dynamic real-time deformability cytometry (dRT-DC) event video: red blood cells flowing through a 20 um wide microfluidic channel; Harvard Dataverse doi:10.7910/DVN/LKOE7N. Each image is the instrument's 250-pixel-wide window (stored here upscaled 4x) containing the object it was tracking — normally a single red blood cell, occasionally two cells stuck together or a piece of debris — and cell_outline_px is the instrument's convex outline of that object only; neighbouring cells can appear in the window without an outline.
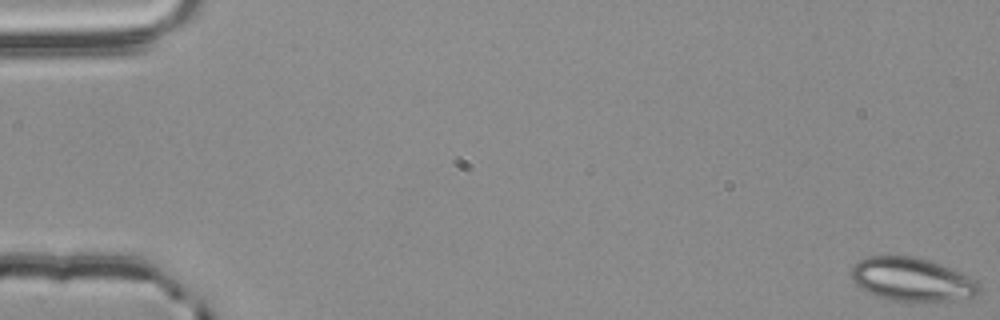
{"species": "common noctule bat (a hibernating species)", "species_latin": "Nyctalus noctula", "temperature_condition": "room temperature", "stored_images_in_passage": 56, "camera_frame_rate_fps": 3000, "um_per_image_px": 0.085, "animal": {"sex": "male", "body_mass_g": 20.4}, "frame": {"image": 1, "passage_image": 1, "time_ms": 0.0, "image_size_px": [1000, 320], "cell_outline_px": [[980, 292], [976, 296], [952, 300], [908, 304], [880, 296], [868, 292], [860, 288], [852, 280], [852, 264], [868, 256], [912, 256], [928, 260], [948, 268], [976, 280], [980, 284]], "centroid_in_image_um": [77.51, 23.79], "position_along_channel_um": 7.5, "area_um2": 32.54}}
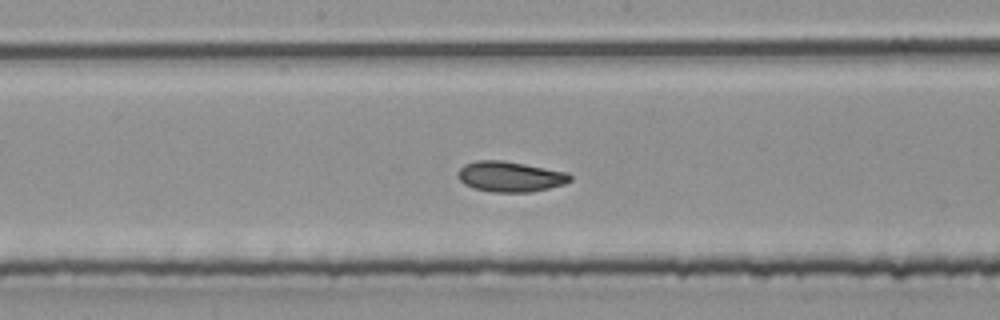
{"frame": {"image": 2, "passage_image": 30, "time_ms": 9.667, "image_size_px": [1000, 320], "cell_outline_px": [[572, 180], [564, 184], [532, 192], [488, 192], [472, 188], [464, 184], [456, 176], [456, 172], [464, 164], [476, 160], [500, 160], [524, 164], [568, 172], [572, 176]], "centroid_in_image_um": [43.33, 15.02], "position_along_channel_um": 204.9, "area_um2": 20.11}}
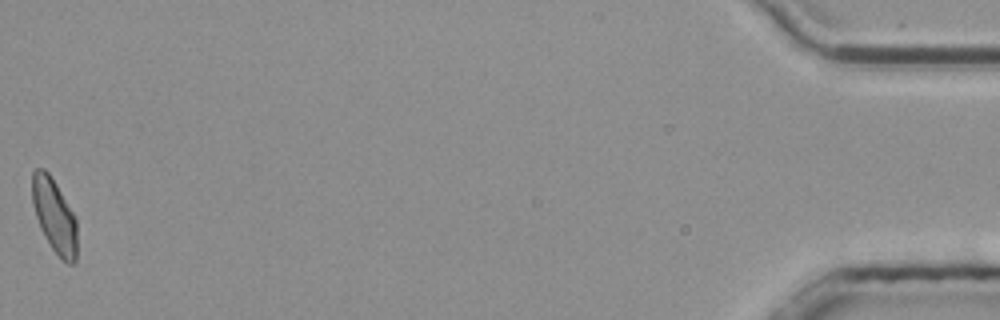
{"frame": {"image": 3, "passage_image": 56, "time_ms": 18.333, "image_size_px": [1000, 320], "cell_outline_px": [[76, 260], [72, 264], [68, 264], [52, 248], [44, 236], [40, 228], [32, 204], [32, 172], [36, 168], [44, 168], [48, 172], [56, 184], [72, 212], [76, 220]], "centroid_in_image_um": [4.6, 18.32], "position_along_channel_um": 430.6, "area_um2": 19.02}, "authors_computed_cell_mechanics": {"area_um2": 19.8254, "velocity_mm_per_s": 3.8018, "shape_relaxation_time_tau1_ms": 4.2928, "shape_relaxation_time_tau2_ms": 2.8332, "deformation_change_tau1": 0.1138, "deformation_change_tau2": 0.0608}}